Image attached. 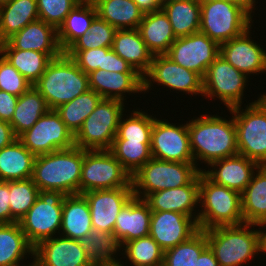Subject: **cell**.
Here are the masks:
<instances>
[{
    "instance_id": "25",
    "label": "cell",
    "mask_w": 266,
    "mask_h": 266,
    "mask_svg": "<svg viewBox=\"0 0 266 266\" xmlns=\"http://www.w3.org/2000/svg\"><path fill=\"white\" fill-rule=\"evenodd\" d=\"M152 211L144 199L133 197L119 212L114 235L122 247L130 240L149 235Z\"/></svg>"
},
{
    "instance_id": "51",
    "label": "cell",
    "mask_w": 266,
    "mask_h": 266,
    "mask_svg": "<svg viewBox=\"0 0 266 266\" xmlns=\"http://www.w3.org/2000/svg\"><path fill=\"white\" fill-rule=\"evenodd\" d=\"M0 224H11L9 181H0Z\"/></svg>"
},
{
    "instance_id": "3",
    "label": "cell",
    "mask_w": 266,
    "mask_h": 266,
    "mask_svg": "<svg viewBox=\"0 0 266 266\" xmlns=\"http://www.w3.org/2000/svg\"><path fill=\"white\" fill-rule=\"evenodd\" d=\"M254 226L260 227L259 230H255ZM261 227L242 223L205 230L208 246L213 251L219 266H243L258 252L263 253Z\"/></svg>"
},
{
    "instance_id": "15",
    "label": "cell",
    "mask_w": 266,
    "mask_h": 266,
    "mask_svg": "<svg viewBox=\"0 0 266 266\" xmlns=\"http://www.w3.org/2000/svg\"><path fill=\"white\" fill-rule=\"evenodd\" d=\"M165 55L203 78L209 65L220 55V45L199 31L177 38Z\"/></svg>"
},
{
    "instance_id": "24",
    "label": "cell",
    "mask_w": 266,
    "mask_h": 266,
    "mask_svg": "<svg viewBox=\"0 0 266 266\" xmlns=\"http://www.w3.org/2000/svg\"><path fill=\"white\" fill-rule=\"evenodd\" d=\"M88 76L89 88L103 99H116L124 102L126 92L129 94L143 93V77L139 73H120L97 69L89 73Z\"/></svg>"
},
{
    "instance_id": "50",
    "label": "cell",
    "mask_w": 266,
    "mask_h": 266,
    "mask_svg": "<svg viewBox=\"0 0 266 266\" xmlns=\"http://www.w3.org/2000/svg\"><path fill=\"white\" fill-rule=\"evenodd\" d=\"M18 98L16 95L0 90V120L11 122Z\"/></svg>"
},
{
    "instance_id": "34",
    "label": "cell",
    "mask_w": 266,
    "mask_h": 266,
    "mask_svg": "<svg viewBox=\"0 0 266 266\" xmlns=\"http://www.w3.org/2000/svg\"><path fill=\"white\" fill-rule=\"evenodd\" d=\"M97 17V10L92 0H81L66 16L59 27L58 41L63 52L80 36L89 31Z\"/></svg>"
},
{
    "instance_id": "39",
    "label": "cell",
    "mask_w": 266,
    "mask_h": 266,
    "mask_svg": "<svg viewBox=\"0 0 266 266\" xmlns=\"http://www.w3.org/2000/svg\"><path fill=\"white\" fill-rule=\"evenodd\" d=\"M102 99L94 90L89 89L72 101L58 106L55 111L66 127L75 135L82 127L84 120L94 111Z\"/></svg>"
},
{
    "instance_id": "38",
    "label": "cell",
    "mask_w": 266,
    "mask_h": 266,
    "mask_svg": "<svg viewBox=\"0 0 266 266\" xmlns=\"http://www.w3.org/2000/svg\"><path fill=\"white\" fill-rule=\"evenodd\" d=\"M0 53L32 85L39 80L48 64L53 60L46 53L34 50L0 49Z\"/></svg>"
},
{
    "instance_id": "40",
    "label": "cell",
    "mask_w": 266,
    "mask_h": 266,
    "mask_svg": "<svg viewBox=\"0 0 266 266\" xmlns=\"http://www.w3.org/2000/svg\"><path fill=\"white\" fill-rule=\"evenodd\" d=\"M151 141L114 139L109 151L132 176L151 158Z\"/></svg>"
},
{
    "instance_id": "7",
    "label": "cell",
    "mask_w": 266,
    "mask_h": 266,
    "mask_svg": "<svg viewBox=\"0 0 266 266\" xmlns=\"http://www.w3.org/2000/svg\"><path fill=\"white\" fill-rule=\"evenodd\" d=\"M245 108L228 109L235 121L238 152L260 166L266 165V94Z\"/></svg>"
},
{
    "instance_id": "18",
    "label": "cell",
    "mask_w": 266,
    "mask_h": 266,
    "mask_svg": "<svg viewBox=\"0 0 266 266\" xmlns=\"http://www.w3.org/2000/svg\"><path fill=\"white\" fill-rule=\"evenodd\" d=\"M199 231L197 221L179 212H152L149 235L165 251L183 243Z\"/></svg>"
},
{
    "instance_id": "10",
    "label": "cell",
    "mask_w": 266,
    "mask_h": 266,
    "mask_svg": "<svg viewBox=\"0 0 266 266\" xmlns=\"http://www.w3.org/2000/svg\"><path fill=\"white\" fill-rule=\"evenodd\" d=\"M65 196L60 191L40 190L35 203L20 220L21 229L33 247L57 232L60 235Z\"/></svg>"
},
{
    "instance_id": "54",
    "label": "cell",
    "mask_w": 266,
    "mask_h": 266,
    "mask_svg": "<svg viewBox=\"0 0 266 266\" xmlns=\"http://www.w3.org/2000/svg\"><path fill=\"white\" fill-rule=\"evenodd\" d=\"M134 2L146 13L160 9L164 0H134Z\"/></svg>"
},
{
    "instance_id": "57",
    "label": "cell",
    "mask_w": 266,
    "mask_h": 266,
    "mask_svg": "<svg viewBox=\"0 0 266 266\" xmlns=\"http://www.w3.org/2000/svg\"><path fill=\"white\" fill-rule=\"evenodd\" d=\"M266 228L263 229V253H266Z\"/></svg>"
},
{
    "instance_id": "35",
    "label": "cell",
    "mask_w": 266,
    "mask_h": 266,
    "mask_svg": "<svg viewBox=\"0 0 266 266\" xmlns=\"http://www.w3.org/2000/svg\"><path fill=\"white\" fill-rule=\"evenodd\" d=\"M81 246L94 266H120L115 255L121 250L119 241L113 233L92 229L81 240Z\"/></svg>"
},
{
    "instance_id": "4",
    "label": "cell",
    "mask_w": 266,
    "mask_h": 266,
    "mask_svg": "<svg viewBox=\"0 0 266 266\" xmlns=\"http://www.w3.org/2000/svg\"><path fill=\"white\" fill-rule=\"evenodd\" d=\"M33 86L45 98L49 109H56L90 89L88 74L65 53L48 64Z\"/></svg>"
},
{
    "instance_id": "41",
    "label": "cell",
    "mask_w": 266,
    "mask_h": 266,
    "mask_svg": "<svg viewBox=\"0 0 266 266\" xmlns=\"http://www.w3.org/2000/svg\"><path fill=\"white\" fill-rule=\"evenodd\" d=\"M121 249L125 250L121 254L126 255L124 257L131 262L132 266L163 265L164 250L150 235L130 240ZM124 265L123 262L120 264V266Z\"/></svg>"
},
{
    "instance_id": "42",
    "label": "cell",
    "mask_w": 266,
    "mask_h": 266,
    "mask_svg": "<svg viewBox=\"0 0 266 266\" xmlns=\"http://www.w3.org/2000/svg\"><path fill=\"white\" fill-rule=\"evenodd\" d=\"M208 246L205 230H199L187 241L164 251L163 266H195L196 258Z\"/></svg>"
},
{
    "instance_id": "20",
    "label": "cell",
    "mask_w": 266,
    "mask_h": 266,
    "mask_svg": "<svg viewBox=\"0 0 266 266\" xmlns=\"http://www.w3.org/2000/svg\"><path fill=\"white\" fill-rule=\"evenodd\" d=\"M0 49L34 50L46 53L52 59L64 53L58 41L57 29L40 19L27 24L6 42L1 43Z\"/></svg>"
},
{
    "instance_id": "45",
    "label": "cell",
    "mask_w": 266,
    "mask_h": 266,
    "mask_svg": "<svg viewBox=\"0 0 266 266\" xmlns=\"http://www.w3.org/2000/svg\"><path fill=\"white\" fill-rule=\"evenodd\" d=\"M117 29L98 16L87 33L77 38L66 50H89L112 47Z\"/></svg>"
},
{
    "instance_id": "27",
    "label": "cell",
    "mask_w": 266,
    "mask_h": 266,
    "mask_svg": "<svg viewBox=\"0 0 266 266\" xmlns=\"http://www.w3.org/2000/svg\"><path fill=\"white\" fill-rule=\"evenodd\" d=\"M93 229L90 208L83 194L63 199L61 236L83 240Z\"/></svg>"
},
{
    "instance_id": "53",
    "label": "cell",
    "mask_w": 266,
    "mask_h": 266,
    "mask_svg": "<svg viewBox=\"0 0 266 266\" xmlns=\"http://www.w3.org/2000/svg\"><path fill=\"white\" fill-rule=\"evenodd\" d=\"M195 266H219L218 261L215 258L213 251L207 246L196 258Z\"/></svg>"
},
{
    "instance_id": "8",
    "label": "cell",
    "mask_w": 266,
    "mask_h": 266,
    "mask_svg": "<svg viewBox=\"0 0 266 266\" xmlns=\"http://www.w3.org/2000/svg\"><path fill=\"white\" fill-rule=\"evenodd\" d=\"M200 32L221 45L240 36L252 25L243 7L228 0H200Z\"/></svg>"
},
{
    "instance_id": "48",
    "label": "cell",
    "mask_w": 266,
    "mask_h": 266,
    "mask_svg": "<svg viewBox=\"0 0 266 266\" xmlns=\"http://www.w3.org/2000/svg\"><path fill=\"white\" fill-rule=\"evenodd\" d=\"M111 47H101L89 50H65L64 53L70 57L76 65L85 73L104 68L106 53Z\"/></svg>"
},
{
    "instance_id": "43",
    "label": "cell",
    "mask_w": 266,
    "mask_h": 266,
    "mask_svg": "<svg viewBox=\"0 0 266 266\" xmlns=\"http://www.w3.org/2000/svg\"><path fill=\"white\" fill-rule=\"evenodd\" d=\"M11 223L20 222L39 196L32 179L9 181Z\"/></svg>"
},
{
    "instance_id": "28",
    "label": "cell",
    "mask_w": 266,
    "mask_h": 266,
    "mask_svg": "<svg viewBox=\"0 0 266 266\" xmlns=\"http://www.w3.org/2000/svg\"><path fill=\"white\" fill-rule=\"evenodd\" d=\"M111 49L142 76L149 70L153 54L148 50L138 29H118Z\"/></svg>"
},
{
    "instance_id": "37",
    "label": "cell",
    "mask_w": 266,
    "mask_h": 266,
    "mask_svg": "<svg viewBox=\"0 0 266 266\" xmlns=\"http://www.w3.org/2000/svg\"><path fill=\"white\" fill-rule=\"evenodd\" d=\"M33 251L19 222L0 224V266L23 262L25 255H31Z\"/></svg>"
},
{
    "instance_id": "31",
    "label": "cell",
    "mask_w": 266,
    "mask_h": 266,
    "mask_svg": "<svg viewBox=\"0 0 266 266\" xmlns=\"http://www.w3.org/2000/svg\"><path fill=\"white\" fill-rule=\"evenodd\" d=\"M97 16L118 29H138L144 11L134 0H92Z\"/></svg>"
},
{
    "instance_id": "11",
    "label": "cell",
    "mask_w": 266,
    "mask_h": 266,
    "mask_svg": "<svg viewBox=\"0 0 266 266\" xmlns=\"http://www.w3.org/2000/svg\"><path fill=\"white\" fill-rule=\"evenodd\" d=\"M123 187H132L131 176L109 150L83 149L80 194Z\"/></svg>"
},
{
    "instance_id": "46",
    "label": "cell",
    "mask_w": 266,
    "mask_h": 266,
    "mask_svg": "<svg viewBox=\"0 0 266 266\" xmlns=\"http://www.w3.org/2000/svg\"><path fill=\"white\" fill-rule=\"evenodd\" d=\"M81 0H37L39 19L55 27L63 24L66 16Z\"/></svg>"
},
{
    "instance_id": "6",
    "label": "cell",
    "mask_w": 266,
    "mask_h": 266,
    "mask_svg": "<svg viewBox=\"0 0 266 266\" xmlns=\"http://www.w3.org/2000/svg\"><path fill=\"white\" fill-rule=\"evenodd\" d=\"M194 162H171L151 158L131 176L134 197L189 184L202 170Z\"/></svg>"
},
{
    "instance_id": "55",
    "label": "cell",
    "mask_w": 266,
    "mask_h": 266,
    "mask_svg": "<svg viewBox=\"0 0 266 266\" xmlns=\"http://www.w3.org/2000/svg\"><path fill=\"white\" fill-rule=\"evenodd\" d=\"M228 1L243 7L252 16L253 13L252 11L255 7L256 0H228Z\"/></svg>"
},
{
    "instance_id": "17",
    "label": "cell",
    "mask_w": 266,
    "mask_h": 266,
    "mask_svg": "<svg viewBox=\"0 0 266 266\" xmlns=\"http://www.w3.org/2000/svg\"><path fill=\"white\" fill-rule=\"evenodd\" d=\"M83 195L90 208L93 229L113 234L119 212L134 197L132 187L92 190Z\"/></svg>"
},
{
    "instance_id": "5",
    "label": "cell",
    "mask_w": 266,
    "mask_h": 266,
    "mask_svg": "<svg viewBox=\"0 0 266 266\" xmlns=\"http://www.w3.org/2000/svg\"><path fill=\"white\" fill-rule=\"evenodd\" d=\"M200 203L201 210L197 216L199 230L244 223L241 193L214 183L202 171L199 183Z\"/></svg>"
},
{
    "instance_id": "33",
    "label": "cell",
    "mask_w": 266,
    "mask_h": 266,
    "mask_svg": "<svg viewBox=\"0 0 266 266\" xmlns=\"http://www.w3.org/2000/svg\"><path fill=\"white\" fill-rule=\"evenodd\" d=\"M38 19L37 0H11L0 6V42H6L27 24Z\"/></svg>"
},
{
    "instance_id": "26",
    "label": "cell",
    "mask_w": 266,
    "mask_h": 266,
    "mask_svg": "<svg viewBox=\"0 0 266 266\" xmlns=\"http://www.w3.org/2000/svg\"><path fill=\"white\" fill-rule=\"evenodd\" d=\"M138 30L153 55L166 54L177 39L169 18L162 8L144 13Z\"/></svg>"
},
{
    "instance_id": "14",
    "label": "cell",
    "mask_w": 266,
    "mask_h": 266,
    "mask_svg": "<svg viewBox=\"0 0 266 266\" xmlns=\"http://www.w3.org/2000/svg\"><path fill=\"white\" fill-rule=\"evenodd\" d=\"M142 77L144 93L156 82L169 90L183 91L189 93L188 95H203V78L198 73L173 62L165 54L153 55L149 70Z\"/></svg>"
},
{
    "instance_id": "2",
    "label": "cell",
    "mask_w": 266,
    "mask_h": 266,
    "mask_svg": "<svg viewBox=\"0 0 266 266\" xmlns=\"http://www.w3.org/2000/svg\"><path fill=\"white\" fill-rule=\"evenodd\" d=\"M82 164L83 149L76 146L38 155L31 179L39 190L80 194Z\"/></svg>"
},
{
    "instance_id": "52",
    "label": "cell",
    "mask_w": 266,
    "mask_h": 266,
    "mask_svg": "<svg viewBox=\"0 0 266 266\" xmlns=\"http://www.w3.org/2000/svg\"><path fill=\"white\" fill-rule=\"evenodd\" d=\"M17 139L11 124L0 120V149L9 146Z\"/></svg>"
},
{
    "instance_id": "58",
    "label": "cell",
    "mask_w": 266,
    "mask_h": 266,
    "mask_svg": "<svg viewBox=\"0 0 266 266\" xmlns=\"http://www.w3.org/2000/svg\"><path fill=\"white\" fill-rule=\"evenodd\" d=\"M11 0H0V6L7 4L8 2H10Z\"/></svg>"
},
{
    "instance_id": "44",
    "label": "cell",
    "mask_w": 266,
    "mask_h": 266,
    "mask_svg": "<svg viewBox=\"0 0 266 266\" xmlns=\"http://www.w3.org/2000/svg\"><path fill=\"white\" fill-rule=\"evenodd\" d=\"M124 119L121 116L116 137L114 139H128L129 141H151L154 117L138 109Z\"/></svg>"
},
{
    "instance_id": "12",
    "label": "cell",
    "mask_w": 266,
    "mask_h": 266,
    "mask_svg": "<svg viewBox=\"0 0 266 266\" xmlns=\"http://www.w3.org/2000/svg\"><path fill=\"white\" fill-rule=\"evenodd\" d=\"M17 139L35 156L75 146L74 134L66 127L55 109H49Z\"/></svg>"
},
{
    "instance_id": "19",
    "label": "cell",
    "mask_w": 266,
    "mask_h": 266,
    "mask_svg": "<svg viewBox=\"0 0 266 266\" xmlns=\"http://www.w3.org/2000/svg\"><path fill=\"white\" fill-rule=\"evenodd\" d=\"M250 29L220 45V55L246 76L266 72V50L250 39Z\"/></svg>"
},
{
    "instance_id": "9",
    "label": "cell",
    "mask_w": 266,
    "mask_h": 266,
    "mask_svg": "<svg viewBox=\"0 0 266 266\" xmlns=\"http://www.w3.org/2000/svg\"><path fill=\"white\" fill-rule=\"evenodd\" d=\"M123 101L102 99L74 135L75 146L84 150H109L116 137Z\"/></svg>"
},
{
    "instance_id": "21",
    "label": "cell",
    "mask_w": 266,
    "mask_h": 266,
    "mask_svg": "<svg viewBox=\"0 0 266 266\" xmlns=\"http://www.w3.org/2000/svg\"><path fill=\"white\" fill-rule=\"evenodd\" d=\"M41 266H94L81 246V241L60 236L39 242L33 251Z\"/></svg>"
},
{
    "instance_id": "36",
    "label": "cell",
    "mask_w": 266,
    "mask_h": 266,
    "mask_svg": "<svg viewBox=\"0 0 266 266\" xmlns=\"http://www.w3.org/2000/svg\"><path fill=\"white\" fill-rule=\"evenodd\" d=\"M48 110L49 107L45 98L32 85L19 96L10 122L16 137L18 138L22 133L29 130Z\"/></svg>"
},
{
    "instance_id": "1",
    "label": "cell",
    "mask_w": 266,
    "mask_h": 266,
    "mask_svg": "<svg viewBox=\"0 0 266 266\" xmlns=\"http://www.w3.org/2000/svg\"><path fill=\"white\" fill-rule=\"evenodd\" d=\"M188 132L195 164L202 161L209 167L215 161L239 154L233 116L228 121L217 114H202L189 120Z\"/></svg>"
},
{
    "instance_id": "56",
    "label": "cell",
    "mask_w": 266,
    "mask_h": 266,
    "mask_svg": "<svg viewBox=\"0 0 266 266\" xmlns=\"http://www.w3.org/2000/svg\"><path fill=\"white\" fill-rule=\"evenodd\" d=\"M32 256H33V262L29 263V265H27V266H41V263L39 262L38 257L36 256V254L34 252L31 254L30 258H32ZM19 263H21V262L14 263L11 266H21ZM22 266H23V264H22ZM24 266H26V265H24Z\"/></svg>"
},
{
    "instance_id": "22",
    "label": "cell",
    "mask_w": 266,
    "mask_h": 266,
    "mask_svg": "<svg viewBox=\"0 0 266 266\" xmlns=\"http://www.w3.org/2000/svg\"><path fill=\"white\" fill-rule=\"evenodd\" d=\"M199 183L200 173L187 185L153 192L144 200L152 212H179L197 221L198 213H195V207L198 208L196 205L199 204Z\"/></svg>"
},
{
    "instance_id": "23",
    "label": "cell",
    "mask_w": 266,
    "mask_h": 266,
    "mask_svg": "<svg viewBox=\"0 0 266 266\" xmlns=\"http://www.w3.org/2000/svg\"><path fill=\"white\" fill-rule=\"evenodd\" d=\"M259 166L256 161L237 154L211 163L212 170L202 169V172L214 183L242 193Z\"/></svg>"
},
{
    "instance_id": "32",
    "label": "cell",
    "mask_w": 266,
    "mask_h": 266,
    "mask_svg": "<svg viewBox=\"0 0 266 266\" xmlns=\"http://www.w3.org/2000/svg\"><path fill=\"white\" fill-rule=\"evenodd\" d=\"M161 8L169 18L176 38L200 31V0H164Z\"/></svg>"
},
{
    "instance_id": "13",
    "label": "cell",
    "mask_w": 266,
    "mask_h": 266,
    "mask_svg": "<svg viewBox=\"0 0 266 266\" xmlns=\"http://www.w3.org/2000/svg\"><path fill=\"white\" fill-rule=\"evenodd\" d=\"M248 78L219 55L203 76V96L219 98L228 109L242 106Z\"/></svg>"
},
{
    "instance_id": "47",
    "label": "cell",
    "mask_w": 266,
    "mask_h": 266,
    "mask_svg": "<svg viewBox=\"0 0 266 266\" xmlns=\"http://www.w3.org/2000/svg\"><path fill=\"white\" fill-rule=\"evenodd\" d=\"M32 84L0 53V90L21 96Z\"/></svg>"
},
{
    "instance_id": "30",
    "label": "cell",
    "mask_w": 266,
    "mask_h": 266,
    "mask_svg": "<svg viewBox=\"0 0 266 266\" xmlns=\"http://www.w3.org/2000/svg\"><path fill=\"white\" fill-rule=\"evenodd\" d=\"M35 158L18 139L3 147L0 149V181L30 179Z\"/></svg>"
},
{
    "instance_id": "16",
    "label": "cell",
    "mask_w": 266,
    "mask_h": 266,
    "mask_svg": "<svg viewBox=\"0 0 266 266\" xmlns=\"http://www.w3.org/2000/svg\"><path fill=\"white\" fill-rule=\"evenodd\" d=\"M153 158L171 162H194L190 149L188 121L177 125L155 117L150 143Z\"/></svg>"
},
{
    "instance_id": "49",
    "label": "cell",
    "mask_w": 266,
    "mask_h": 266,
    "mask_svg": "<svg viewBox=\"0 0 266 266\" xmlns=\"http://www.w3.org/2000/svg\"><path fill=\"white\" fill-rule=\"evenodd\" d=\"M103 70L120 73H138L129 63L116 54L112 49H110L105 55Z\"/></svg>"
},
{
    "instance_id": "29",
    "label": "cell",
    "mask_w": 266,
    "mask_h": 266,
    "mask_svg": "<svg viewBox=\"0 0 266 266\" xmlns=\"http://www.w3.org/2000/svg\"><path fill=\"white\" fill-rule=\"evenodd\" d=\"M244 223L266 227V165L258 167L241 193Z\"/></svg>"
}]
</instances>
